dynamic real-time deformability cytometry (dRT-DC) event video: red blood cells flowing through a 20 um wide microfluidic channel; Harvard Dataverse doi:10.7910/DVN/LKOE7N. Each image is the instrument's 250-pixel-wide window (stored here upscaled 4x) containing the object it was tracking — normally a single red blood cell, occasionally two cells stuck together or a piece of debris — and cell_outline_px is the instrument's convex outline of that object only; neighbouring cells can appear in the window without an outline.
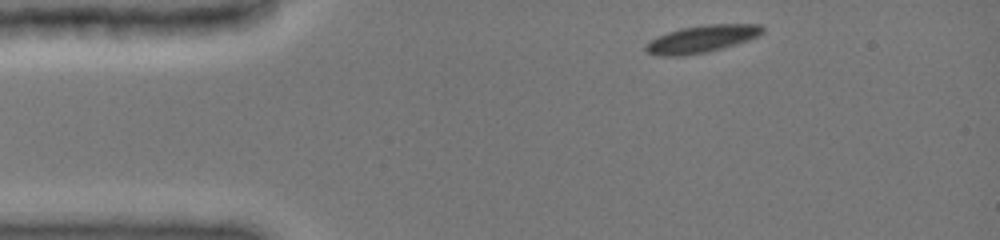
{"species": "common noctule bat (a hibernating species)", "species_latin": "Nyctalus noctula", "temperature_condition": "cold", "stored_images_in_passage": 39, "camera_frame_rate_fps": 3000, "um_per_image_px": 0.085, "animal": {"sex": "female", "body_mass_g": 19.0, "forearm_length_mm": 51.5}, "frame": {"image": 1, "passage_image": 1, "time_ms": 0.0, "image_size_px": [1000, 240], "cell_outline_px": [[764, 32], [748, 40], [736, 44], [708, 52], [684, 56], [660, 56], [648, 52], [644, 48], [644, 44], [668, 32], [680, 28], [708, 24], [760, 24], [764, 28]], "centroid_in_image_um": [59.65, 3.31], "position_along_channel_um": 25.3, "area_um2": 18.5}}
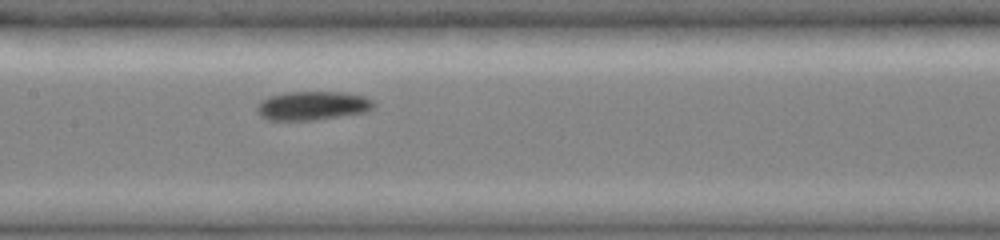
{"frame": {"image": 2, "passage_image": 17, "time_ms": 5.333, "image_size_px": [1000, 240], "cell_outline_px": [[376, 104], [368, 112], [312, 120], [268, 120], [260, 116], [256, 108], [260, 100], [268, 96], [284, 92], [344, 92], [364, 96], [372, 100]], "centroid_in_image_um": [26.55, 8.98], "position_along_channel_um": 180.9, "area_um2": 19.77}}
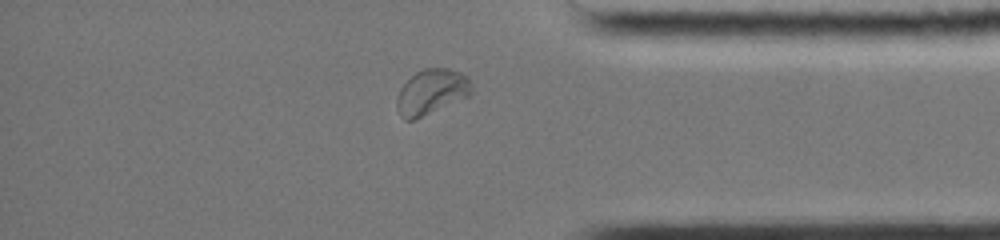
{"frame": {"image": 3, "passage_image": 34, "time_ms": 11.0, "image_size_px": [1000, 240], "cell_outline_px": [[472, 92], [468, 96], [416, 120], [404, 120], [400, 116], [396, 108], [396, 100], [400, 88], [416, 72], [424, 68], [448, 68], [460, 72], [468, 76], [472, 88]], "centroid_in_image_um": [36.66, 7.82], "position_along_channel_um": 398.5, "area_um2": 19.83}, "authors_computed_cell_mechanics": {"area_um2": 18.9006, "velocity_mm_per_s": 3.9294, "shape_relaxation_time_tau1_ms": 2.2165, "shape_relaxation_time_tau2_ms": null, "deformation_change_tau1": 0.0735, "deformation_change_tau2": null}}